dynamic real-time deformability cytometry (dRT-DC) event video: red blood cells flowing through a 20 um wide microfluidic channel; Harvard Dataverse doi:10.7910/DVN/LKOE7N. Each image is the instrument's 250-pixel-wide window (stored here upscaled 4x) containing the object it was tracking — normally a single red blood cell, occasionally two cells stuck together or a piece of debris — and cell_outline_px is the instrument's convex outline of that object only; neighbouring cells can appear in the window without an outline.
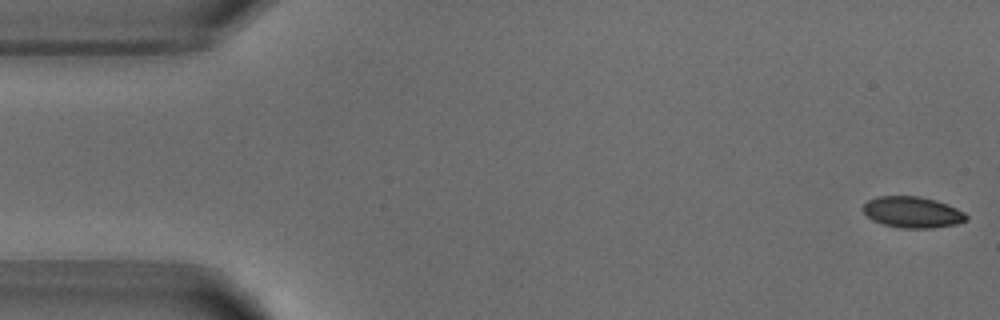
{"species": "common noctule bat (a hibernating species)", "species_latin": "Nyctalus noctula", "temperature_condition": "warm", "stored_images_in_passage": 52, "camera_frame_rate_fps": 3000, "um_per_image_px": 0.085, "animal": {"sex": "male", "body_mass_g": 18.8}, "frame": {"image": 1, "passage_image": 1, "time_ms": 0.0, "image_size_px": [1000, 320], "cell_outline_px": [[968, 220], [956, 224], [932, 228], [900, 228], [884, 224], [872, 220], [864, 212], [864, 204], [868, 200], [876, 196], [920, 196], [936, 200], [956, 208], [964, 212], [968, 216]], "centroid_in_image_um": [77.57, 18.03], "position_along_channel_um": 7.4, "area_um2": 18.73}}
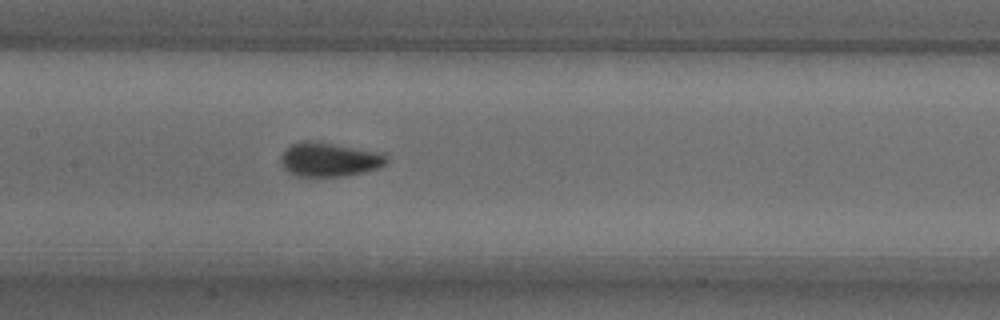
{"frame": {"image": 2, "passage_image": 24, "time_ms": 7.667, "image_size_px": [1000, 320], "cell_outline_px": [[388, 160], [384, 164], [376, 168], [364, 172], [344, 176], [296, 176], [288, 172], [284, 168], [280, 160], [280, 156], [296, 140], [316, 140], [376, 152], [388, 156]], "centroid_in_image_um": [27.93, 13.55], "position_along_channel_um": 179.5, "area_um2": 20.92}}
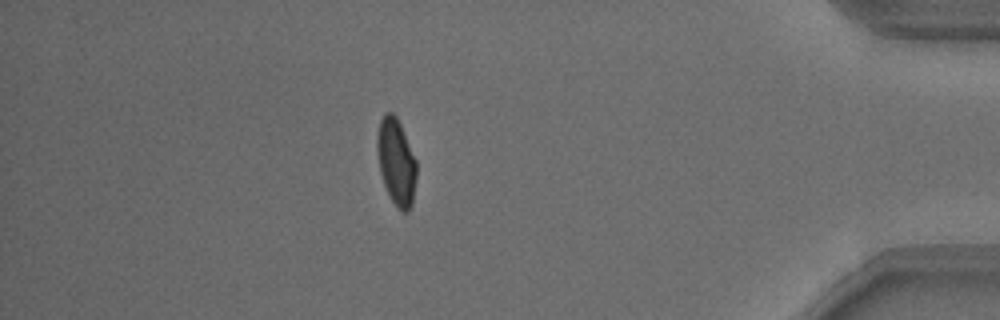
{"frame": {"image": 3, "passage_image": 45, "time_ms": 14.667, "image_size_px": [1000, 320], "cell_outline_px": [[416, 176], [412, 204], [408, 212], [400, 212], [396, 208], [384, 184], [380, 172], [376, 148], [376, 136], [380, 120], [384, 112], [392, 112], [396, 116], [400, 124], [416, 160]], "centroid_in_image_um": [33.66, 13.76], "position_along_channel_um": 401.5, "area_um2": 19.88}, "authors_computed_cell_mechanics": {"area_um2": 20.0855, "velocity_mm_per_s": 3.8356, "shape_relaxation_time_tau1_ms": 2.7155, "shape_relaxation_time_tau2_ms": null, "deformation_change_tau1": 0.1179, "deformation_change_tau2": null}}